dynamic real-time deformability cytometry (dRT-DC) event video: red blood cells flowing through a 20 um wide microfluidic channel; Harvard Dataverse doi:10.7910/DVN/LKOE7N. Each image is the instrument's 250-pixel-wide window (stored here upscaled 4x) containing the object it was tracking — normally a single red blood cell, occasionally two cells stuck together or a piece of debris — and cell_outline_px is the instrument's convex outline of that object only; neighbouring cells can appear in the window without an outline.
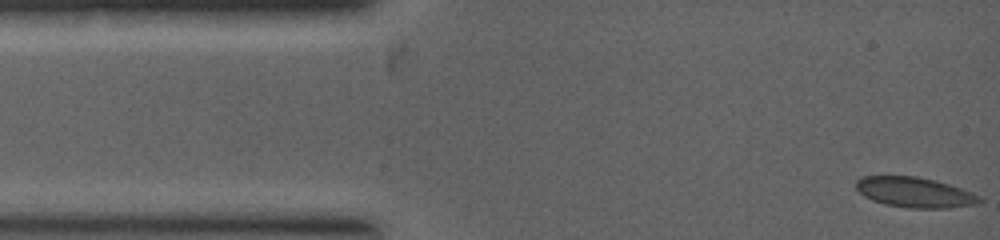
{"species": "common noctule bat (a hibernating species)", "species_latin": "Nyctalus noctula", "temperature_condition": "warm", "stored_images_in_passage": 44, "camera_frame_rate_fps": 5000, "um_per_image_px": 0.085, "animal": {"sex": "female", "body_mass_g": 19.0, "forearm_length_mm": 53.3}, "frame": {"image": 1, "passage_image": 1, "time_ms": 0.0, "image_size_px": [1000, 240], "cell_outline_px": [[984, 200], [976, 204], [952, 208], [908, 208], [884, 204], [872, 200], [864, 196], [856, 188], [856, 180], [860, 176], [916, 176], [936, 180], [972, 192], [980, 196]], "centroid_in_image_um": [77.76, 16.35], "position_along_channel_um": 7.2, "area_um2": 21.91}}
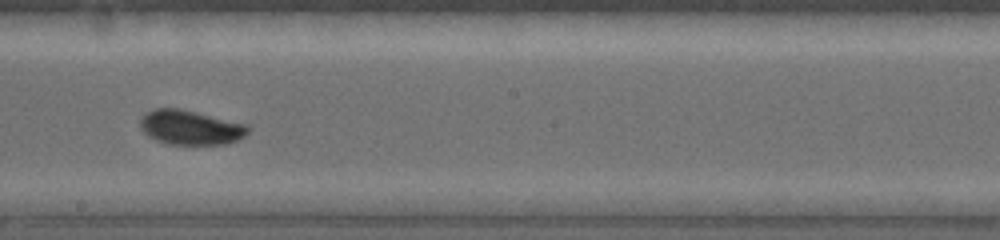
{"frame": {"image": 2, "passage_image": 24, "time_ms": 4.4, "image_size_px": [1000, 240], "cell_outline_px": [[248, 132], [244, 136], [228, 144], [168, 144], [156, 140], [148, 136], [140, 128], [140, 116], [144, 112], [152, 108], [180, 108], [248, 124]], "centroid_in_image_um": [16.15, 10.82], "position_along_channel_um": 232.1, "area_um2": 21.91}}
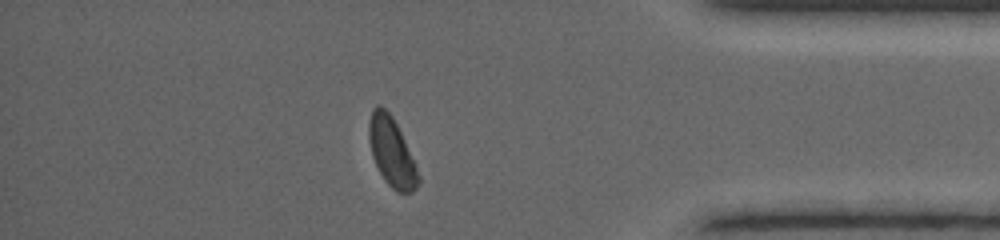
{"frame": {"image": 3, "passage_image": 38, "time_ms": 7.2, "image_size_px": [1000, 240], "cell_outline_px": [[420, 180], [416, 188], [412, 192], [396, 192], [384, 180], [372, 156], [368, 136], [368, 124], [372, 108], [376, 104], [380, 104], [392, 116], [416, 164], [420, 176]], "centroid_in_image_um": [33.28, 12.92], "position_along_channel_um": 401.9, "area_um2": 19.77}}